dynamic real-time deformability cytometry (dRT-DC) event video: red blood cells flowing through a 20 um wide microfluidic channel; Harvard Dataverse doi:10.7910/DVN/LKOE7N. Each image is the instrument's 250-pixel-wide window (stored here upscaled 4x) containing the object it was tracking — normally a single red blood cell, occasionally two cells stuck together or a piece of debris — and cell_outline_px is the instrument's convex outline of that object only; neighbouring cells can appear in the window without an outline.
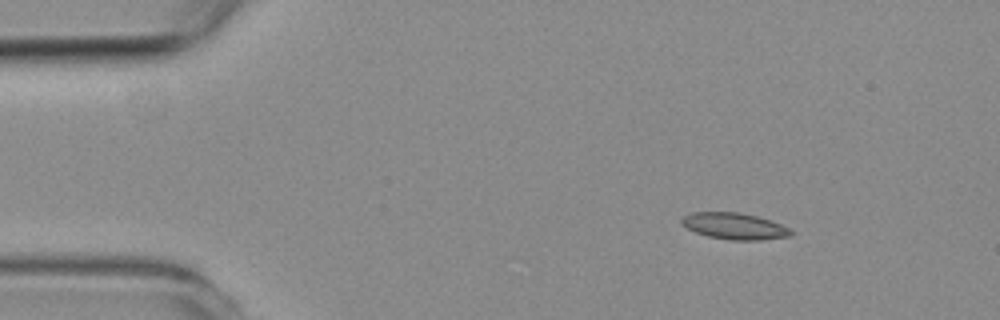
{"species": "common noctule bat (a hibernating species)", "species_latin": "Nyctalus noctula", "temperature_condition": "room temperature", "stored_images_in_passage": 5, "camera_frame_rate_fps": 3000, "um_per_image_px": 0.085, "animal": {"sex": "female", "body_mass_g": 19.3, "forearm_length_mm": 54.1}, "frame": {"image": 1, "passage_image": 2, "time_ms": 1.0, "image_size_px": [1000, 320], "cell_outline_px": [[796, 232], [792, 236], [760, 240], [728, 240], [708, 236], [696, 232], [680, 224], [680, 220], [684, 216], [692, 212], [740, 212], [756, 216], [780, 224]], "centroid_in_image_um": [62.43, 19.22], "position_along_channel_um": 22.6, "area_um2": 16.88}}